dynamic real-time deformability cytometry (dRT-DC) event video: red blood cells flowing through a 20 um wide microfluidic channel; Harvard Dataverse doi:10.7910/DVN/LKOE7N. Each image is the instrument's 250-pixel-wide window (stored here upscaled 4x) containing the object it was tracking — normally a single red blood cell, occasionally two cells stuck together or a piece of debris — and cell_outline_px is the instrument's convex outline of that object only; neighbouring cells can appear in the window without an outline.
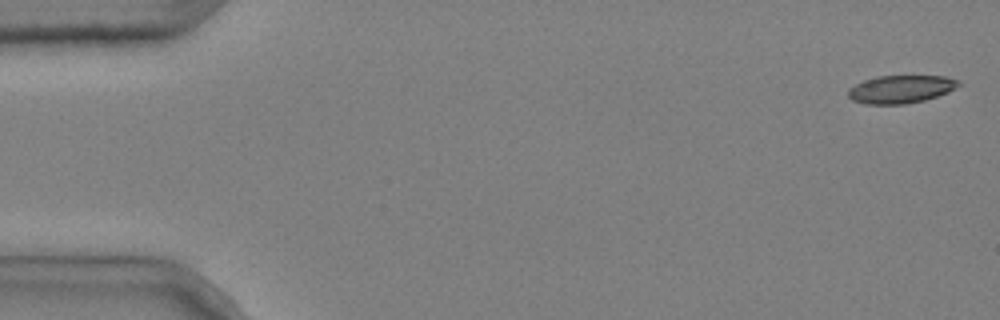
{"species": "common noctule bat (a hibernating species)", "species_latin": "Nyctalus noctula", "temperature_condition": "cold", "stored_images_in_passage": 5, "camera_frame_rate_fps": 3000, "um_per_image_px": 0.085, "animal": {"sex": "male", "body_mass_g": 20.4}, "frame": {"image": 1, "passage_image": 1, "time_ms": 0.0, "image_size_px": [1000, 320], "cell_outline_px": [[960, 84], [956, 88], [948, 92], [924, 100], [904, 104], [864, 104], [852, 100], [848, 96], [848, 88], [864, 80], [876, 76], [944, 76], [960, 80]], "centroid_in_image_um": [76.56, 7.58], "position_along_channel_um": 8.4, "area_um2": 17.98}}
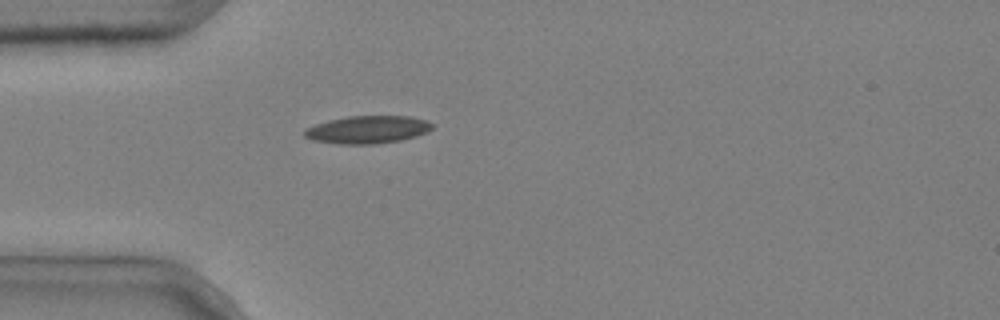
{"frame": {"image": 2, "passage_image": 5, "time_ms": 1.333, "image_size_px": [1000, 320], "cell_outline_px": [[432, 128], [428, 132], [416, 136], [400, 140], [376, 144], [336, 144], [312, 140], [304, 136], [304, 128], [328, 120], [348, 116], [408, 116], [424, 120], [432, 124]], "centroid_in_image_um": [31.2, 11.02], "position_along_channel_um": 53.8, "area_um2": 20.63}}